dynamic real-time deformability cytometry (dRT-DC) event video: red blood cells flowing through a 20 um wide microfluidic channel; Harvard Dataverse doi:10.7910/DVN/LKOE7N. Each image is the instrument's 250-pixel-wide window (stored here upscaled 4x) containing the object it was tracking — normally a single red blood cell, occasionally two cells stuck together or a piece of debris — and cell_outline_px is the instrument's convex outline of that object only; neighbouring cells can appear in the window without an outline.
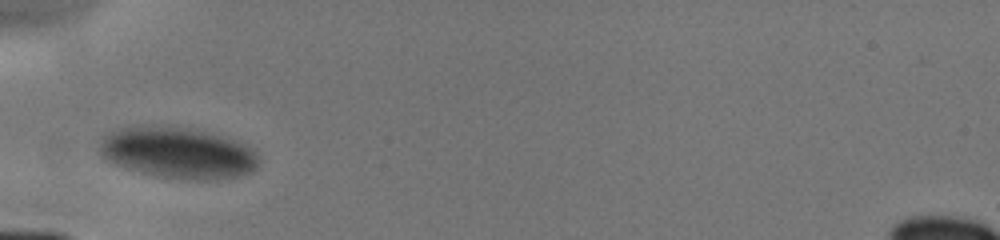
{"species": "human", "species_latin": "Homo sapiens", "temperature_condition": "cold", "stored_images_in_passage": 1, "camera_frame_rate_fps": 3000, "um_per_image_px": 0.085, "donor": {"sex": "male"}, "frame": {"image": 1, "passage_image": 1, "time_ms": 0.0, "image_size_px": [1000, 240], "cell_outline_px": [[260, 160], [256, 168], [252, 172], [236, 176], [212, 180], [196, 180], [160, 176], [140, 172], [116, 164], [100, 156], [100, 144], [104, 136], [120, 128], [148, 124], [176, 124], [192, 128], [232, 140], [244, 144]], "centroid_in_image_um": [15.08, 12.96], "position_along_channel_um": 69.9, "area_um2": 47.45}}